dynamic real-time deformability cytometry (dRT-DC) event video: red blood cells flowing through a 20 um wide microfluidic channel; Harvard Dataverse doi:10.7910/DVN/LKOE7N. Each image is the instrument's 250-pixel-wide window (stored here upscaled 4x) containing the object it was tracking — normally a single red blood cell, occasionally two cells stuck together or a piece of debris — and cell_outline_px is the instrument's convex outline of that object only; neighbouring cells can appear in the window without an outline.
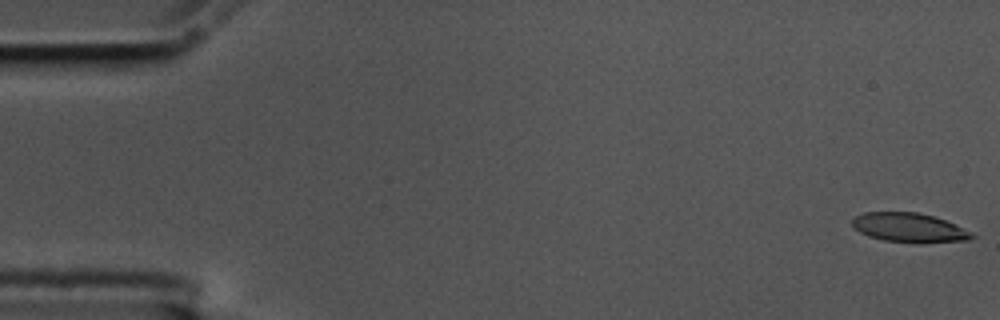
{"species": "common noctule bat (a hibernating species)", "species_latin": "Nyctalus noctula", "temperature_condition": "cold", "stored_images_in_passage": 13, "camera_frame_rate_fps": 3000, "um_per_image_px": 0.085, "animal": {"sex": "male", "body_mass_g": 17.5, "forearm_length_mm": 52.3}, "frame": {"image": 1, "passage_image": 1, "time_ms": 0.0, "image_size_px": [1000, 320], "cell_outline_px": [[976, 236], [968, 240], [920, 244], [884, 240], [868, 236], [860, 232], [852, 224], [852, 220], [856, 216], [864, 212], [916, 212], [932, 216], [944, 220]], "centroid_in_image_um": [77.24, 19.36], "position_along_channel_um": 7.8, "area_um2": 20.17}}